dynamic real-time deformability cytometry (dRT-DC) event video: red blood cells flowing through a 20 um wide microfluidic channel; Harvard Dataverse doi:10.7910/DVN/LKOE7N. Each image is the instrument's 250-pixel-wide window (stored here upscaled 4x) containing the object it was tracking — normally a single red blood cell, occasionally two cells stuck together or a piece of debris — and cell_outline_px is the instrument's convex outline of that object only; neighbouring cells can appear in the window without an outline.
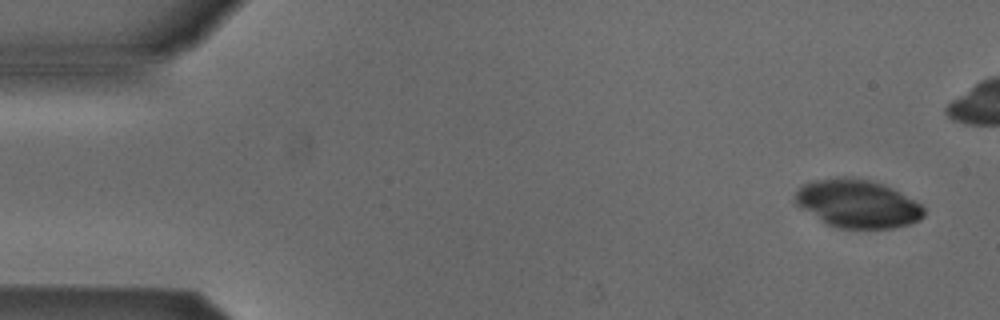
{"species": "Egyptian fruit bat (a non-hibernating species)", "species_latin": "Rousettus aegyptiacus", "temperature_condition": "cold", "stored_images_in_passage": 6, "camera_frame_rate_fps": 3000, "um_per_image_px": 0.085, "animal": {"sex": "male"}, "frame": {"image": 1, "passage_image": 1, "time_ms": 0.0, "image_size_px": [1000, 320], "cell_outline_px": [[924, 216], [920, 220], [908, 224], [892, 228], [840, 228], [828, 224], [796, 204], [796, 192], [804, 184], [812, 180], [836, 176], [852, 176], [868, 180], [892, 188], [900, 192], [920, 204], [924, 208]], "centroid_in_image_um": [72.9, 17.29], "position_along_channel_um": 12.1, "area_um2": 35.78}}